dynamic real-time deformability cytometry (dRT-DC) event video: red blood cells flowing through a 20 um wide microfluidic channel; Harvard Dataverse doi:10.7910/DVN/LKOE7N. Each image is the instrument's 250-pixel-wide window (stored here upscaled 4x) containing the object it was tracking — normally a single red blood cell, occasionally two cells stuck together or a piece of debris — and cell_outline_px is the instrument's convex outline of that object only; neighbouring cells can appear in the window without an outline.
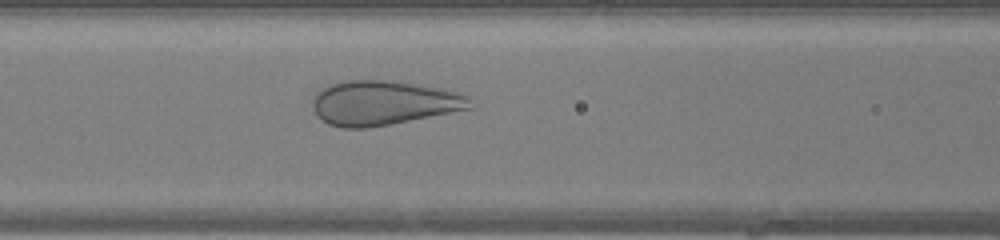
{"species": "human", "species_latin": "Homo sapiens", "temperature_condition": "warm", "stored_images_in_passage": 29, "camera_frame_rate_fps": 3000, "um_per_image_px": 0.085, "donor": {"sex": "female"}, "frame": {"image": 1, "passage_image": 7, "time_ms": 2.0, "image_size_px": [1000, 240], "cell_outline_px": [[476, 108], [368, 128], [340, 128], [328, 124], [316, 112], [312, 104], [312, 100], [324, 88], [332, 84], [348, 80], [392, 80], [444, 88], [460, 92], [468, 96]], "centroid_in_image_um": [32.7, 8.74], "position_along_channel_um": 133.9, "area_um2": 40.92}}
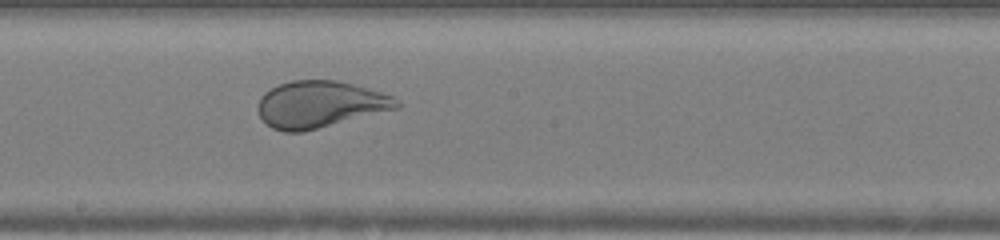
{"frame": {"image": 2, "passage_image": 13, "time_ms": 4.0, "image_size_px": [1000, 240], "cell_outline_px": [[400, 108], [304, 132], [284, 132], [272, 128], [260, 116], [256, 108], [260, 96], [264, 92], [280, 84], [292, 80], [336, 80], [352, 84], [380, 92], [392, 96], [400, 100]], "centroid_in_image_um": [27.19, 8.88], "position_along_channel_um": 221.0, "area_um2": 37.92}}
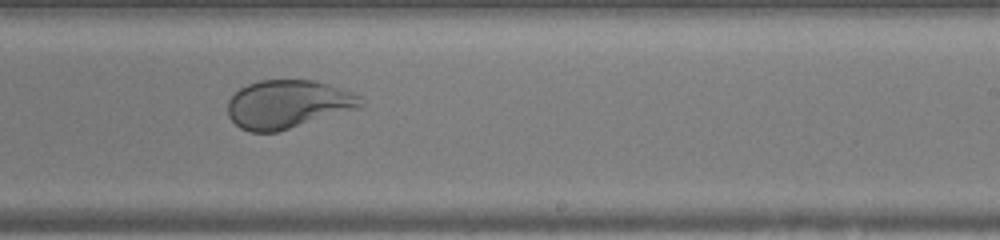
{"frame": {"image": 3, "passage_image": 16, "time_ms": 5.0, "image_size_px": [1000, 240], "cell_outline_px": [[364, 104], [360, 108], [276, 132], [248, 132], [240, 128], [228, 116], [228, 100], [240, 88], [248, 84], [260, 80], [312, 80], [352, 92], [360, 96]], "centroid_in_image_um": [24.45, 8.86], "position_along_channel_um": 264.5, "area_um2": 37.22}, "authors_computed_cell_mechanics": {"area_um2": 40.9224, "velocity_mm_per_s": 4.3587, "shape_relaxation_time_tau1_ms": 8.2066, "shape_relaxation_time_tau2_ms": null, "deformation_change_tau1": 0.2025, "deformation_change_tau2": null}}